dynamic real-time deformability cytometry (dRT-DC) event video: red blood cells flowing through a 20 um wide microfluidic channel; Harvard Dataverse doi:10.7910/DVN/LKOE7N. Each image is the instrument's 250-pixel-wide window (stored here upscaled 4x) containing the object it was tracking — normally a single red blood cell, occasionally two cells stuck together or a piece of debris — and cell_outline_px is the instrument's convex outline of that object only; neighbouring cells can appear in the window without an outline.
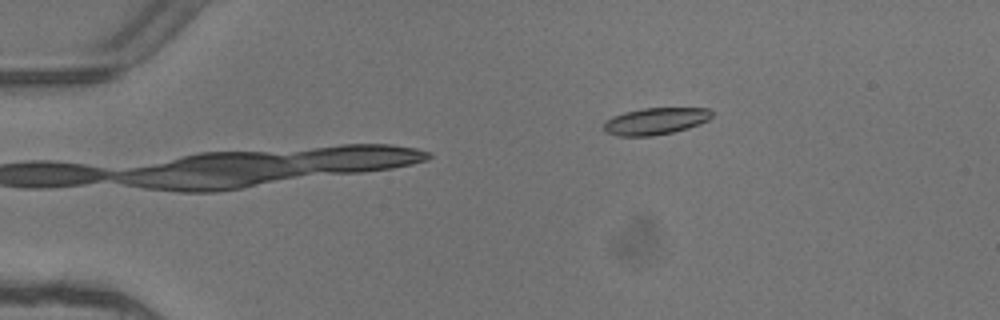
{"species": "common noctule bat (a hibernating species)", "species_latin": "Nyctalus noctula", "temperature_condition": "warm", "stored_images_in_passage": 3, "camera_frame_rate_fps": 3000, "um_per_image_px": 0.085, "animal": {"sex": "female"}, "frame": {"image": 1, "passage_image": 3, "time_ms": 0.667, "image_size_px": [1000, 320], "cell_outline_px": [[712, 116], [708, 120], [700, 124], [688, 128], [672, 132], [652, 136], [616, 136], [604, 132], [604, 120], [612, 116], [624, 112], [644, 108], [708, 108], [712, 112]], "centroid_in_image_um": [55.68, 10.3], "position_along_channel_um": 29.3, "area_um2": 17.05}}